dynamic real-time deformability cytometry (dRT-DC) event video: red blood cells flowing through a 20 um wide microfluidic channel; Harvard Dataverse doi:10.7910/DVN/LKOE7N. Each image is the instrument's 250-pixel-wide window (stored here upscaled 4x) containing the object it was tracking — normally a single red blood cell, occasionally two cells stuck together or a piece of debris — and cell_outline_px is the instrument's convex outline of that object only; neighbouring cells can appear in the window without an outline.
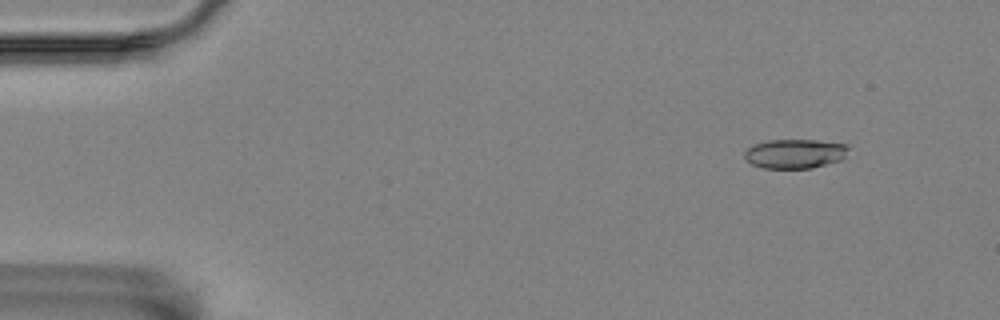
{"species": "Egyptian fruit bat (a non-hibernating species)", "species_latin": "Rousettus aegyptiacus", "temperature_condition": "room temperature", "stored_images_in_passage": 5, "camera_frame_rate_fps": 3000, "um_per_image_px": 0.085, "animal": {"sex": "female"}, "frame": {"image": 1, "passage_image": 2, "time_ms": 0.333, "image_size_px": [1000, 320], "cell_outline_px": [[848, 148], [844, 156], [840, 160], [812, 168], [764, 168], [752, 164], [744, 156], [744, 152], [748, 148], [756, 144], [768, 140], [816, 140], [848, 144]], "centroid_in_image_um": [67.57, 13.06], "position_along_channel_um": 17.4, "area_um2": 17.57}}